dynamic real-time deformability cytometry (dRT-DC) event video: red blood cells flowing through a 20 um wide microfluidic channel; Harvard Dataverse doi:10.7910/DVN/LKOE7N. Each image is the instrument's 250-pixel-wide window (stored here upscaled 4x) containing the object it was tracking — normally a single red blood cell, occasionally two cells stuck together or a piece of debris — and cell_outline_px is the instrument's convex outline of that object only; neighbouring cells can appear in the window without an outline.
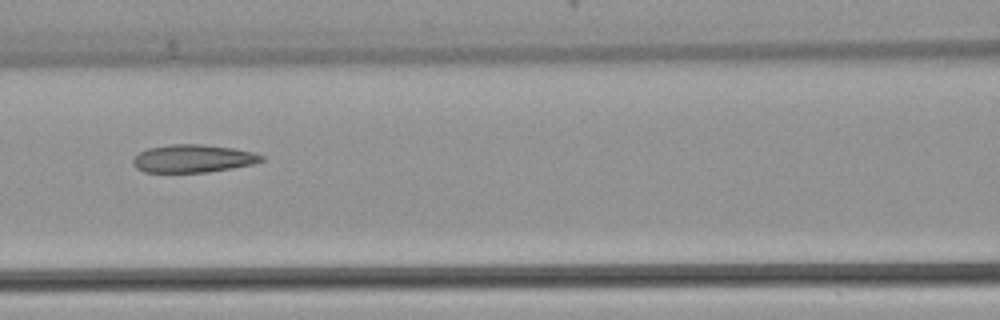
{"species": "common noctule bat (a hibernating species)", "species_latin": "Nyctalus noctula", "temperature_condition": "warm", "stored_images_in_passage": 6, "camera_frame_rate_fps": 3000, "um_per_image_px": 0.085, "animal": {"sex": "female", "body_mass_g": 22.7, "forearm_length_mm": 54.2}, "frame": {"image": 1, "passage_image": 6, "time_ms": 1.667, "image_size_px": [1000, 320], "cell_outline_px": [[264, 160], [252, 164], [232, 168], [208, 172], [144, 172], [136, 168], [132, 164], [132, 160], [140, 152], [148, 148], [172, 144], [204, 144], [232, 148], [252, 152], [264, 156]], "centroid_in_image_um": [16.39, 13.47], "position_along_channel_um": 150.2, "area_um2": 20.81}}